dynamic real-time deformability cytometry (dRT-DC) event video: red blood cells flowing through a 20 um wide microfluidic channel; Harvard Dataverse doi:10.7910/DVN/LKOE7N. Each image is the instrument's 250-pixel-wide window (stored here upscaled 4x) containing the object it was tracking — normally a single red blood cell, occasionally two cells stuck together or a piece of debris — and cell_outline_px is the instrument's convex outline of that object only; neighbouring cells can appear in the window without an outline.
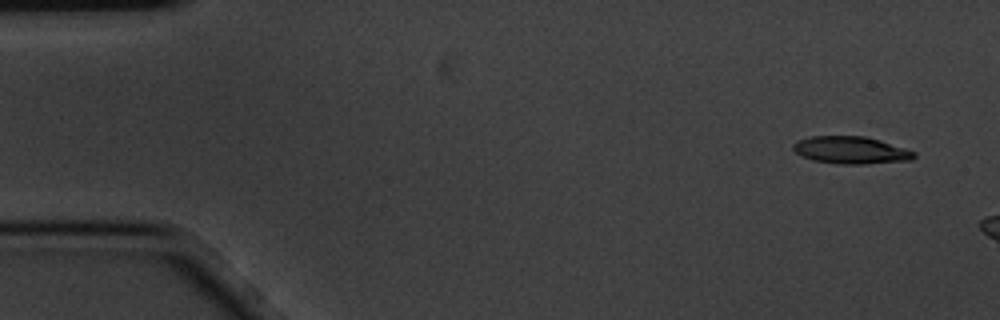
{"species": "common noctule bat (a hibernating species)", "species_latin": "Nyctalus noctula", "temperature_condition": "cold", "stored_images_in_passage": 3, "camera_frame_rate_fps": 3000, "um_per_image_px": 0.085, "animal": {"sex": "male", "body_mass_g": 20.1, "forearm_length_mm": 53.5}, "frame": {"image": 1, "passage_image": 1, "time_ms": 0.0, "image_size_px": [1000, 320], "cell_outline_px": [[916, 156], [912, 160], [864, 164], [836, 164], [812, 160], [796, 152], [792, 148], [792, 144], [796, 140], [808, 136], [864, 136], [880, 140], [916, 152]], "centroid_in_image_um": [72.31, 12.76], "position_along_channel_um": 12.7, "area_um2": 19.36}}